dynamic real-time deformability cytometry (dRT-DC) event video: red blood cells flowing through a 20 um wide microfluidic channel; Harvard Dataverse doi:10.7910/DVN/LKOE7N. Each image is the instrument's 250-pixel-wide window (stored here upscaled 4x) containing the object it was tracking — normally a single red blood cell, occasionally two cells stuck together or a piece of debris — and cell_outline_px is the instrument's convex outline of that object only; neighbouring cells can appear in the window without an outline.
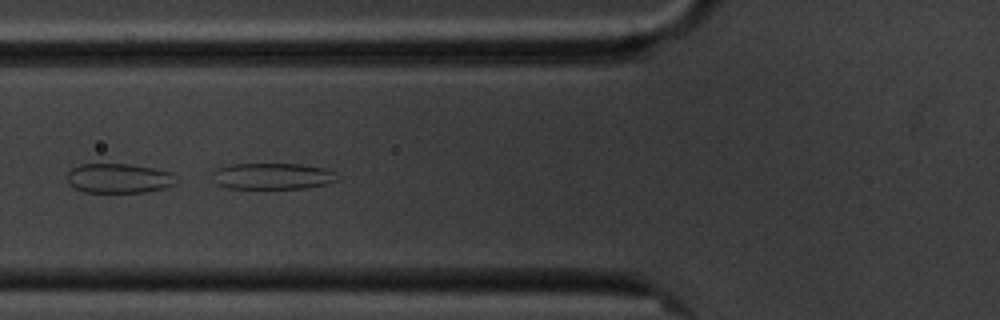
{"species": "common noctule bat (a hibernating species)", "species_latin": "Nyctalus noctula", "temperature_condition": "cold", "stored_images_in_passage": 6, "camera_frame_rate_fps": 3000, "um_per_image_px": 0.085, "animal": {"sex": "male", "body_mass_g": 20.1, "forearm_length_mm": 53.5}, "frame": {"image": 1, "passage_image": 5, "time_ms": 5.667, "image_size_px": [1000, 320], "cell_outline_px": [[340, 180], [328, 184], [304, 188], [228, 188], [216, 184], [212, 172], [216, 168], [228, 164], [300, 164], [324, 168], [336, 172]], "centroid_in_image_um": [23.19, 14.97], "position_along_channel_um": 102.6, "area_um2": 19.31}}